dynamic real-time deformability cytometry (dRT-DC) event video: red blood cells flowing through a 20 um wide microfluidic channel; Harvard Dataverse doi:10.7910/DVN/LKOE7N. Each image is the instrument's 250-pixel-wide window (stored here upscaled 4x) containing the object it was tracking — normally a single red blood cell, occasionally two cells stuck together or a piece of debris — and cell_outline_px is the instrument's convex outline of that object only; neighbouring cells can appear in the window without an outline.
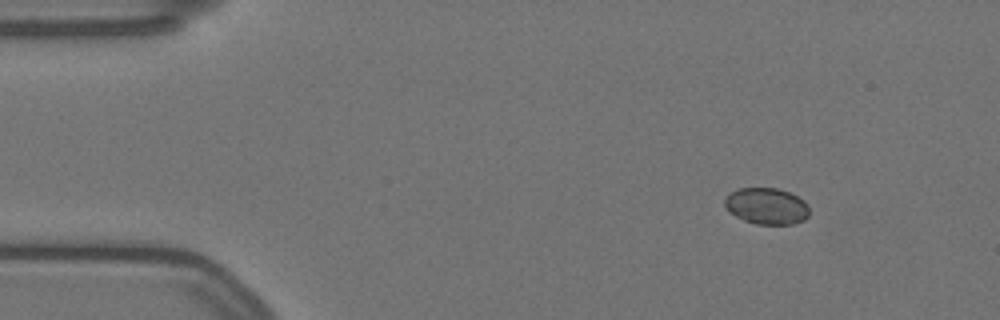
{"species": "Egyptian fruit bat (a non-hibernating species)", "species_latin": "Rousettus aegyptiacus", "temperature_condition": "warm", "stored_images_in_passage": 52, "camera_frame_rate_fps": 3000, "um_per_image_px": 0.085, "animal": {"sex": "female"}, "frame": {"image": 1, "passage_image": 1, "time_ms": 0.0, "image_size_px": [1000, 320], "cell_outline_px": [[808, 216], [804, 220], [792, 224], [756, 224], [744, 220], [728, 212], [724, 204], [724, 200], [732, 192], [740, 188], [776, 188], [788, 192], [804, 200], [808, 204]], "centroid_in_image_um": [65.16, 17.52], "position_along_channel_um": 19.8, "area_um2": 17.86}}
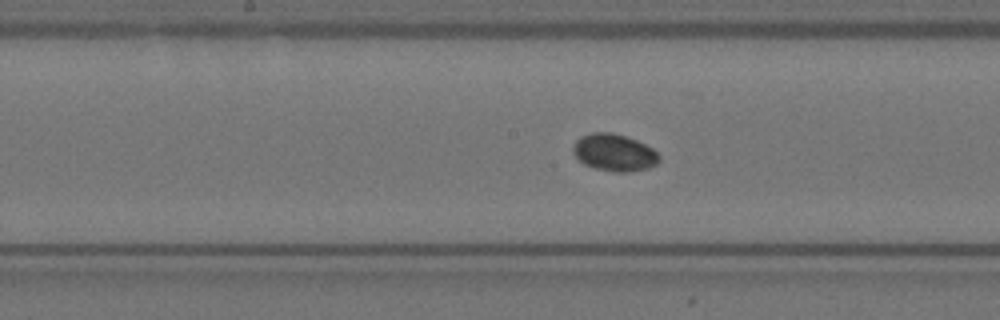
{"frame": {"image": 2, "passage_image": 23, "time_ms": 7.333, "image_size_px": [1000, 320], "cell_outline_px": [[660, 160], [656, 164], [648, 168], [628, 172], [612, 172], [592, 168], [584, 164], [572, 152], [572, 144], [580, 136], [592, 132], [612, 132], [636, 140], [652, 148], [660, 156]], "centroid_in_image_um": [52.18, 12.97], "position_along_channel_um": 196.0, "area_um2": 18.79}}
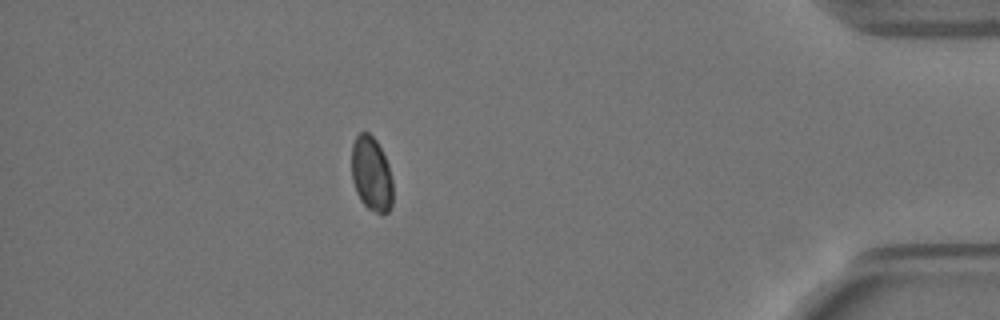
{"frame": {"image": 3, "passage_image": 45, "time_ms": 14.667, "image_size_px": [1000, 320], "cell_outline_px": [[392, 204], [388, 212], [380, 216], [368, 208], [360, 200], [356, 192], [352, 180], [352, 144], [356, 136], [360, 132], [368, 132], [376, 140], [388, 164], [392, 180]], "centroid_in_image_um": [31.57, 14.81], "position_along_channel_um": 403.6, "area_um2": 18.03}}